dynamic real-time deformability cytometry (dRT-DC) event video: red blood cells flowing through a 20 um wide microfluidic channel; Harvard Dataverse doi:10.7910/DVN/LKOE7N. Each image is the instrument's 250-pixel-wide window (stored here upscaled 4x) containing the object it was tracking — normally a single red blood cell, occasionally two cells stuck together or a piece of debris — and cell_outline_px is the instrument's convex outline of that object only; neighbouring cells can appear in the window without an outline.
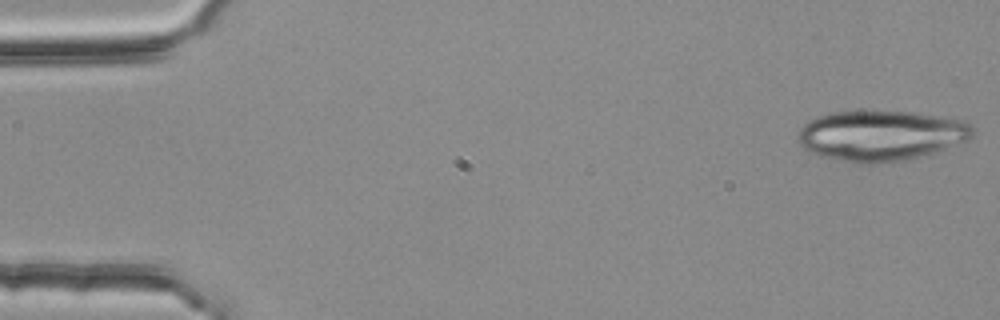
{"species": "common noctule bat (a hibernating species)", "species_latin": "Nyctalus noctula", "temperature_condition": "room temperature", "stored_images_in_passage": 18, "camera_frame_rate_fps": 3000, "um_per_image_px": 0.085, "animal": {"sex": "female", "body_mass_g": 25.1}, "frame": {"image": 1, "passage_image": 1, "time_ms": 0.0, "image_size_px": [1000, 320], "cell_outline_px": [[972, 136], [968, 140], [920, 156], [904, 160], [876, 164], [860, 164], [820, 156], [808, 152], [796, 140], [796, 132], [808, 120], [816, 116], [832, 112], [916, 112], [964, 120], [972, 124]], "centroid_in_image_um": [74.82, 11.53], "position_along_channel_um": 10.2, "area_um2": 51.38}}